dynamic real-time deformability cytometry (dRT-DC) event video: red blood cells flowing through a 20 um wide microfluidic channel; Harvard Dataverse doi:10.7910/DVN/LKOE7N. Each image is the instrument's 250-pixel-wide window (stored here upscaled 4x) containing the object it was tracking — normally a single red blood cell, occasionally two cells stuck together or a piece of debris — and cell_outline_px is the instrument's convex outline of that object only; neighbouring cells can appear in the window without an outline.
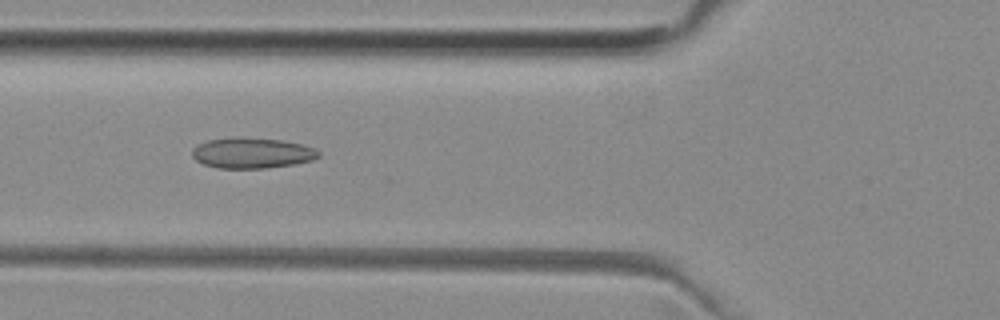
{"species": "common noctule bat (a hibernating species)", "species_latin": "Nyctalus noctula", "temperature_condition": "room temperature", "stored_images_in_passage": 20, "camera_frame_rate_fps": 3000, "um_per_image_px": 0.085, "animal": {"sex": "female", "body_mass_g": 29.2, "forearm_length_mm": 56.3}, "frame": {"image": 1, "passage_image": 5, "time_ms": 1.333, "image_size_px": [1000, 320], "cell_outline_px": [[320, 156], [312, 160], [292, 164], [264, 168], [216, 168], [204, 164], [196, 160], [192, 156], [192, 148], [196, 144], [208, 140], [236, 136], [280, 140], [304, 144], [316, 148], [320, 152]], "centroid_in_image_um": [21.4, 12.99], "position_along_channel_um": 104.4, "area_um2": 22.77}}
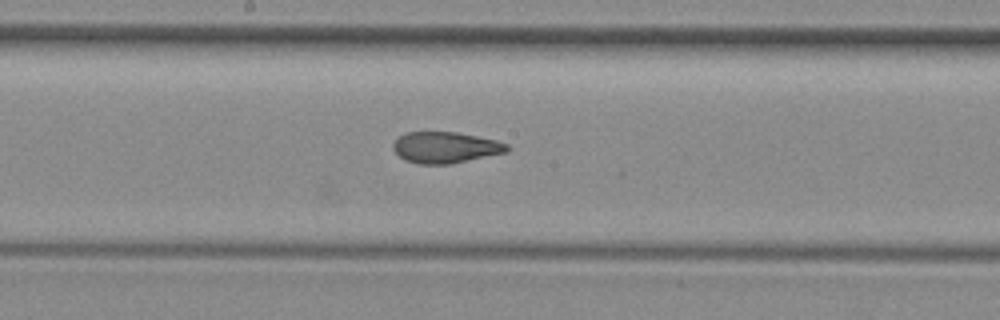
{"frame": {"image": 2, "passage_image": 13, "time_ms": 4.0, "image_size_px": [1000, 320], "cell_outline_px": [[512, 148], [508, 152], [452, 164], [416, 164], [404, 160], [392, 148], [392, 144], [404, 132], [456, 132], [496, 140], [508, 144]], "centroid_in_image_um": [37.88, 12.54], "position_along_channel_um": 210.3, "area_um2": 20.92}}
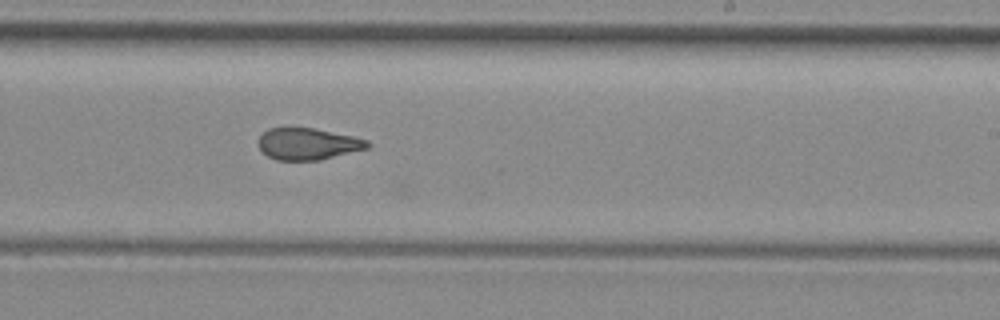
{"frame": {"image": 3, "passage_image": 17, "time_ms": 5.333, "image_size_px": [1000, 320], "cell_outline_px": [[372, 144], [368, 148], [320, 160], [276, 160], [268, 156], [256, 144], [260, 136], [268, 128], [316, 128], [352, 136], [368, 140]], "centroid_in_image_um": [26.17, 12.23], "position_along_channel_um": 262.8, "area_um2": 20.17}}